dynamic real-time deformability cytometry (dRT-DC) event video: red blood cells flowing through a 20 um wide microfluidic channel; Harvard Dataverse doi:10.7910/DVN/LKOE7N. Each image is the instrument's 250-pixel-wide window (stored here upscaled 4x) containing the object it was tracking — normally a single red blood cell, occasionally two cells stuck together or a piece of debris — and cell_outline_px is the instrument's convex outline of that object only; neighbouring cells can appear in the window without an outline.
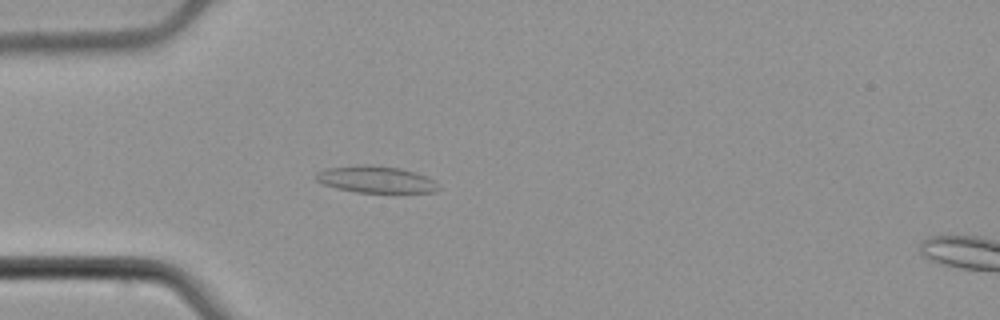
{"species": "common noctule bat (a hibernating species)", "species_latin": "Nyctalus noctula", "temperature_condition": "cold", "stored_images_in_passage": 4, "camera_frame_rate_fps": 3000, "um_per_image_px": 0.085, "animal": {"sex": "male", "body_mass_g": 21.5, "forearm_length_mm": 52.0}, "frame": {"image": 1, "passage_image": 3, "time_ms": 0.667, "image_size_px": [1000, 320], "cell_outline_px": [[440, 188], [436, 192], [356, 192], [336, 188], [324, 184], [316, 180], [316, 172], [328, 168], [360, 164], [372, 164], [400, 168], [416, 172], [432, 180]], "centroid_in_image_um": [31.93, 15.24], "position_along_channel_um": 53.1, "area_um2": 19.02}}